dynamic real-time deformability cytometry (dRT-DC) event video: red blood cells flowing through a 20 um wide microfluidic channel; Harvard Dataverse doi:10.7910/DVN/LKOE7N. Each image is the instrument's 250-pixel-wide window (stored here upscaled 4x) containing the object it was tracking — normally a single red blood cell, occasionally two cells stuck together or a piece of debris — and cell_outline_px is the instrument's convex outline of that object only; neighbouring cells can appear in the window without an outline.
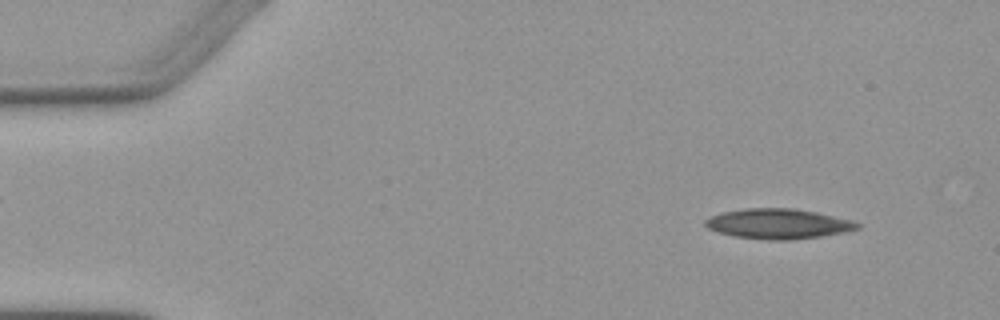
{"species": "Egyptian fruit bat (a non-hibernating species)", "species_latin": "Rousettus aegyptiacus", "temperature_condition": "warm", "stored_images_in_passage": 4, "camera_frame_rate_fps": 3000, "um_per_image_px": 0.085, "animal": {"sex": "female"}, "frame": {"image": 1, "passage_image": 1, "time_ms": 0.0, "image_size_px": [1000, 320], "cell_outline_px": [[860, 228], [844, 232], [820, 236], [792, 240], [768, 240], [736, 236], [720, 232], [708, 228], [704, 224], [704, 220], [712, 216], [724, 212], [744, 208], [796, 208], [816, 212], [852, 220], [860, 224]], "centroid_in_image_um": [66.17, 19.02], "position_along_channel_um": 18.8, "area_um2": 26.47}}